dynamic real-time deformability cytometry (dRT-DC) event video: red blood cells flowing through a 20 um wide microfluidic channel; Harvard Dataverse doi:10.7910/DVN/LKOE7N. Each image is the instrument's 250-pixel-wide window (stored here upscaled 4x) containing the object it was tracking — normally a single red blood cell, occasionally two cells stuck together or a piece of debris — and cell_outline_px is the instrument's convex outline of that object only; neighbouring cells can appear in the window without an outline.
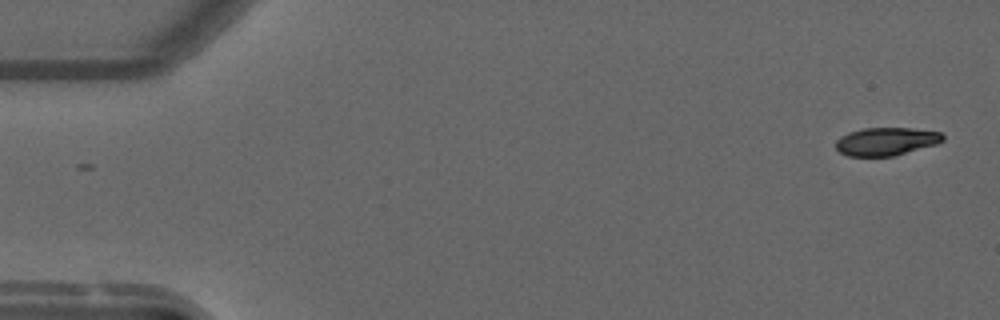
{"species": "common noctule bat (a hibernating species)", "species_latin": "Nyctalus noctula", "temperature_condition": "warm", "stored_images_in_passage": 48, "camera_frame_rate_fps": 3000, "um_per_image_px": 0.085, "animal": {"sex": "male", "forearm_length_mm": 52.5}, "frame": {"image": 1, "passage_image": 1, "time_ms": 0.0, "image_size_px": [1000, 320], "cell_outline_px": [[944, 140], [936, 144], [892, 156], [848, 156], [840, 152], [836, 148], [836, 140], [840, 136], [848, 132], [864, 128], [912, 128], [940, 132], [944, 136]], "centroid_in_image_um": [75.3, 12.01], "position_along_channel_um": 9.7, "area_um2": 17.4}}
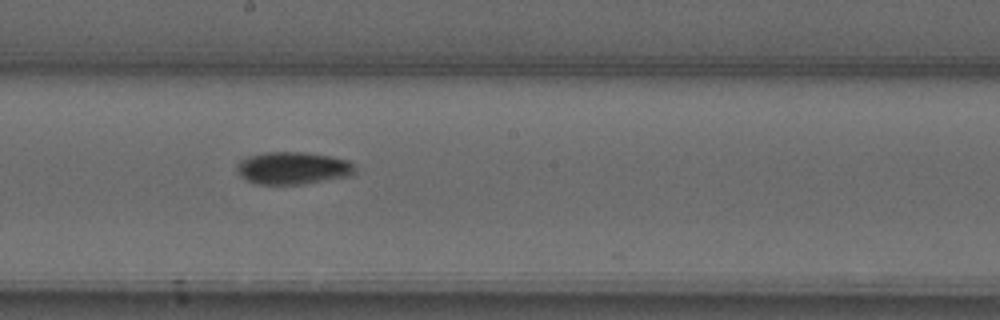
{"frame": {"image": 2, "passage_image": 29, "time_ms": 9.333, "image_size_px": [1000, 320], "cell_outline_px": [[356, 172], [352, 176], [304, 184], [256, 184], [240, 176], [236, 172], [236, 164], [240, 160], [248, 156], [264, 152], [304, 152], [328, 156], [348, 160], [356, 168]], "centroid_in_image_um": [24.89, 14.29], "position_along_channel_um": 223.3, "area_um2": 22.54}}
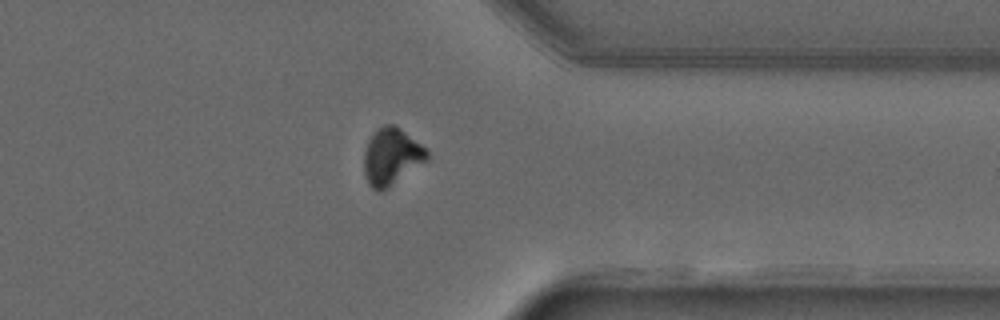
{"frame": {"image": 3, "passage_image": 42, "time_ms": 13.667, "image_size_px": [1000, 320], "cell_outline_px": [[428, 160], [388, 188], [380, 192], [372, 188], [368, 184], [364, 176], [364, 152], [368, 140], [376, 128], [384, 124], [396, 124], [428, 148]], "centroid_in_image_um": [33.29, 13.29], "position_along_channel_um": 378.1, "area_um2": 21.39}}